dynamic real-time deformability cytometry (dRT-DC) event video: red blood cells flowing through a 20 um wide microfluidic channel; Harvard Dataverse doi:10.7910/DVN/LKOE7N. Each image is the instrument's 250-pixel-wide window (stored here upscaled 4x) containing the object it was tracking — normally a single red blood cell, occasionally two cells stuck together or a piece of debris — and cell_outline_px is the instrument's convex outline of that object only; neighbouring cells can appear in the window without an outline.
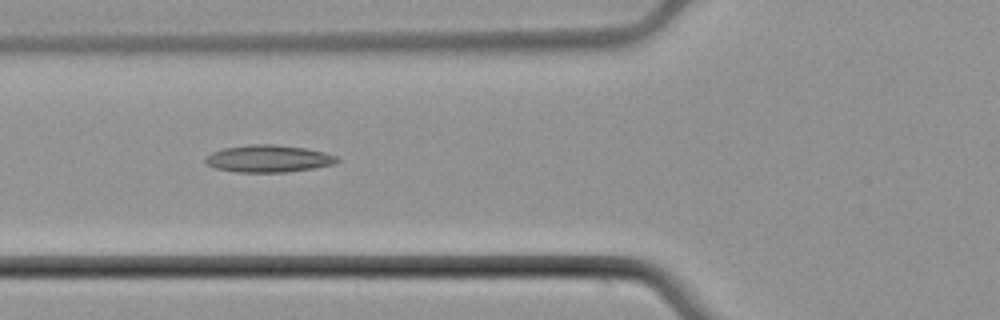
{"species": "common noctule bat (a hibernating species)", "species_latin": "Nyctalus noctula", "temperature_condition": "cold", "stored_images_in_passage": 6, "camera_frame_rate_fps": 3000, "um_per_image_px": 0.085, "animal": {"sex": "male", "body_mass_g": 21.5, "forearm_length_mm": 52.0}, "frame": {"image": 1, "passage_image": 5, "time_ms": 6.667, "image_size_px": [1000, 320], "cell_outline_px": [[340, 160], [332, 164], [312, 168], [288, 172], [236, 172], [216, 168], [208, 164], [204, 160], [212, 152], [224, 148], [248, 144], [272, 144], [304, 148], [324, 152], [336, 156]], "centroid_in_image_um": [22.81, 13.48], "position_along_channel_um": 103.0, "area_um2": 20.63}}
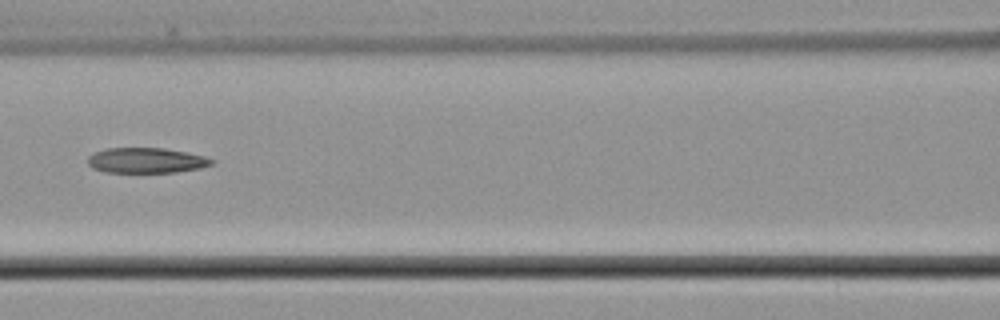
{"frame": {"image": 2, "passage_image": 6, "time_ms": 8.0, "image_size_px": [1000, 320], "cell_outline_px": [[216, 160], [212, 164], [200, 168], [176, 172], [104, 172], [92, 168], [88, 164], [88, 156], [96, 152], [108, 148], [164, 148], [188, 152], [204, 156]], "centroid_in_image_um": [12.45, 13.63], "position_along_channel_um": 154.2, "area_um2": 18.26}}